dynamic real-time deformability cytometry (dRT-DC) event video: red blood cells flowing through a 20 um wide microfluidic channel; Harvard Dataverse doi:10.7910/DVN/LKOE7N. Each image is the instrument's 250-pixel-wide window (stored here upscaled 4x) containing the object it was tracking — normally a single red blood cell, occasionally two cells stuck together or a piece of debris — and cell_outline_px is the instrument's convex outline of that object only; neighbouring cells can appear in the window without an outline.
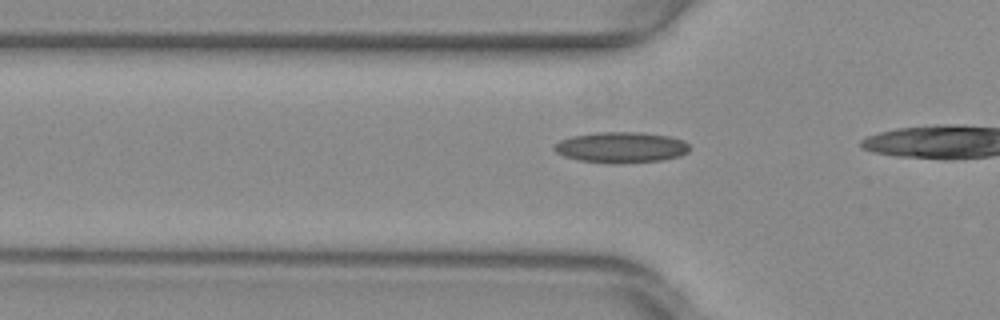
{"species": "common noctule bat (a hibernating species)", "species_latin": "Nyctalus noctula", "temperature_condition": "warm", "stored_images_in_passage": 15, "camera_frame_rate_fps": 3000, "um_per_image_px": 0.085, "animal": {"sex": "female", "body_mass_g": 29.2, "forearm_length_mm": 56.3}, "frame": {"image": 1, "passage_image": 13, "time_ms": 4.0, "image_size_px": [1000, 320], "cell_outline_px": [[692, 148], [688, 152], [680, 156], [660, 160], [616, 164], [612, 164], [580, 160], [564, 156], [556, 152], [552, 148], [560, 140], [572, 136], [596, 132], [640, 132], [672, 136], [684, 140]], "centroid_in_image_um": [52.83, 12.52], "position_along_channel_um": 73.0, "area_um2": 24.51}}